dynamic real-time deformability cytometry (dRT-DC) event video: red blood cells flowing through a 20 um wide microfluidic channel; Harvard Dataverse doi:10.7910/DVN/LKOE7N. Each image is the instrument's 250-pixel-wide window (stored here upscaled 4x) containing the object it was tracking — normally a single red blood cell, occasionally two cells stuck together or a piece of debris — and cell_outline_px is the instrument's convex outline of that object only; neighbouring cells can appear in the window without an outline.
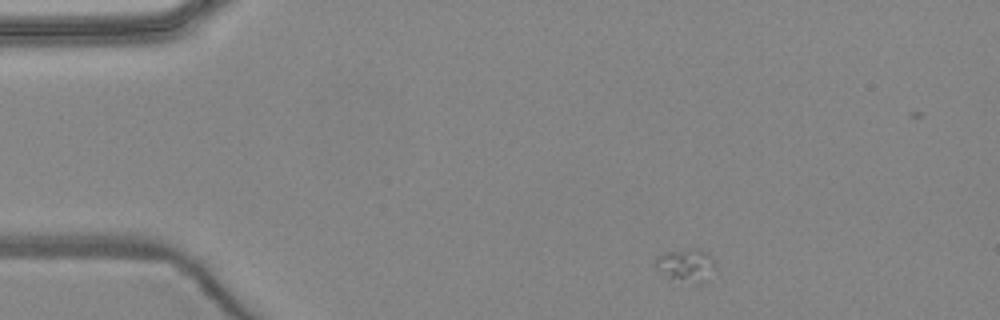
{"species": "common noctule bat (a hibernating species)", "species_latin": "Nyctalus noctula", "temperature_condition": "warm", "stored_images_in_passage": 3, "camera_frame_rate_fps": 3000, "um_per_image_px": 0.085, "animal": {"sex": "female", "body_mass_g": 24.6, "forearm_length_mm": 56.2}, "frame": {"image": 1, "passage_image": 1, "time_ms": 0.0, "image_size_px": [1000, 320], "cell_outline_px": [[716, 268], [700, 284], [696, 284], [668, 276], [656, 268], [656, 256], [664, 252], [692, 248], [700, 248], [708, 252], [712, 256], [716, 264]], "centroid_in_image_um": [58.37, 22.49], "position_along_channel_um": 26.6, "area_um2": 11.44}}